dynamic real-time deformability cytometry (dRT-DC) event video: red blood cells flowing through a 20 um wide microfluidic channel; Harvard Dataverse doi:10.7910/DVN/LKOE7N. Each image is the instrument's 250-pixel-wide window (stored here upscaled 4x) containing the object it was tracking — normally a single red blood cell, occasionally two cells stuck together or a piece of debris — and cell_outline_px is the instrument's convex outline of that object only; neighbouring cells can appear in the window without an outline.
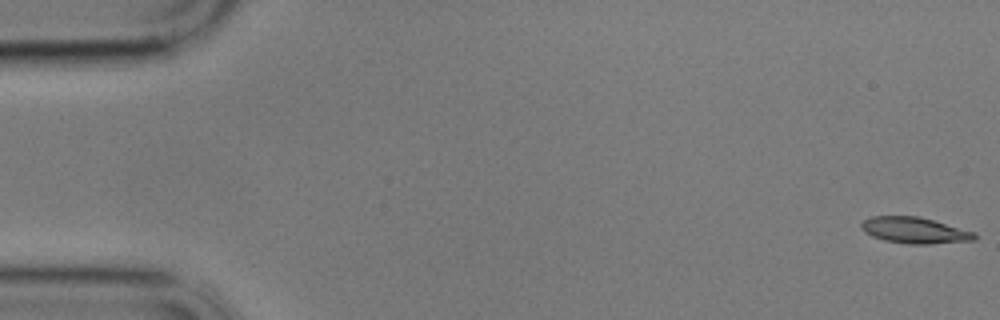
{"species": "common noctule bat (a hibernating species)", "species_latin": "Nyctalus noctula", "temperature_condition": "cold", "stored_images_in_passage": 58, "camera_frame_rate_fps": 3000, "um_per_image_px": 0.085, "animal": {"sex": "male", "body_mass_g": 17.9}, "frame": {"image": 1, "passage_image": 1, "time_ms": 0.0, "image_size_px": [1000, 320], "cell_outline_px": [[976, 240], [932, 244], [908, 244], [884, 240], [872, 236], [864, 232], [860, 228], [860, 224], [864, 220], [872, 216], [920, 216], [976, 232]], "centroid_in_image_um": [77.75, 19.58], "position_along_channel_um": 7.2, "area_um2": 17.46}}
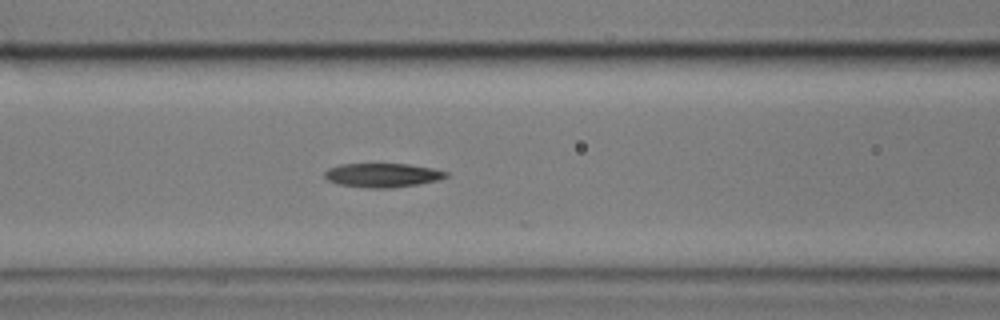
{"frame": {"image": 2, "passage_image": 24, "time_ms": 7.667, "image_size_px": [1000, 320], "cell_outline_px": [[448, 176], [440, 180], [392, 188], [368, 188], [336, 184], [328, 180], [324, 176], [324, 172], [328, 168], [340, 164], [408, 164], [432, 168], [448, 172]], "centroid_in_image_um": [32.49, 14.89], "position_along_channel_um": 134.1, "area_um2": 17.05}}
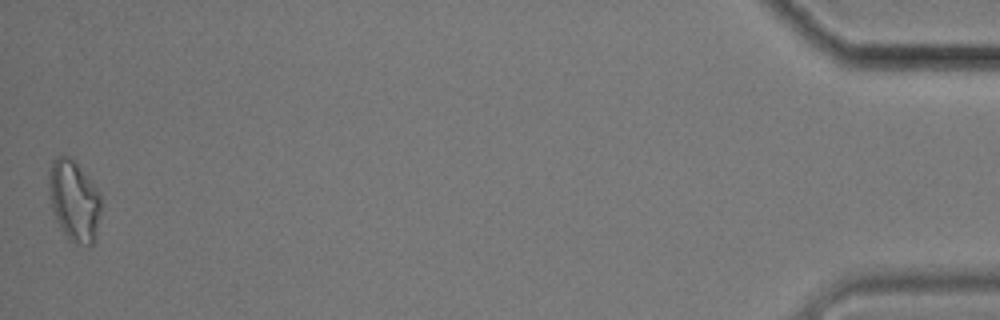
{"frame": {"image": 3, "passage_image": 58, "time_ms": 19.0, "image_size_px": [1000, 320], "cell_outline_px": [[100, 216], [92, 244], [76, 244], [60, 228], [52, 212], [48, 184], [48, 176], [52, 160], [56, 156], [68, 156], [76, 164], [100, 192]], "centroid_in_image_um": [6.27, 17.04], "position_along_channel_um": 428.9, "area_um2": 24.16}, "authors_computed_cell_mechanics": {"area_um2": 17.1955, "velocity_mm_per_s": 3.4157, "shape_relaxation_time_tau1_ms": 6.2045, "shape_relaxation_time_tau2_ms": null, "deformation_change_tau1": 0.21, "deformation_change_tau2": null}}